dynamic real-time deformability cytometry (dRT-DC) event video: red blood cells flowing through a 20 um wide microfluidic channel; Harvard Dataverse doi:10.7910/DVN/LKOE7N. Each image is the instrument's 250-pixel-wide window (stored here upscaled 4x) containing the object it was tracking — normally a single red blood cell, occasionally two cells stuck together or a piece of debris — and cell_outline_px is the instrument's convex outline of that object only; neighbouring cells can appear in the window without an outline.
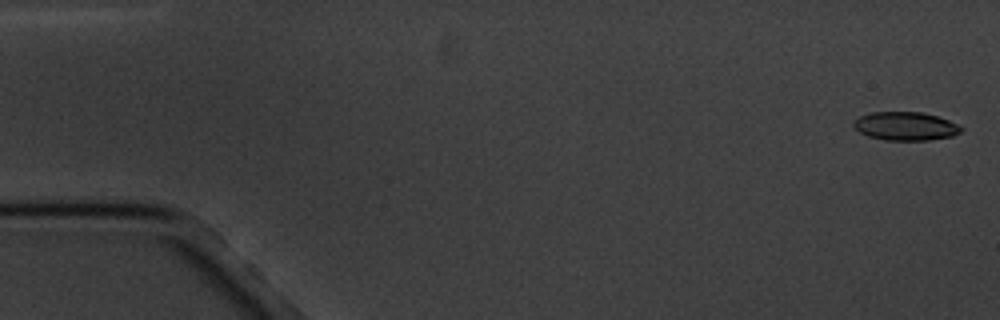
{"species": "common noctule bat (a hibernating species)", "species_latin": "Nyctalus noctula", "temperature_condition": "cold", "stored_images_in_passage": 6, "camera_frame_rate_fps": 3000, "um_per_image_px": 0.085, "animal": {"sex": "male", "body_mass_g": 20.1, "forearm_length_mm": 53.5}, "frame": {"image": 1, "passage_image": 1, "time_ms": 0.0, "image_size_px": [1000, 320], "cell_outline_px": [[964, 128], [960, 132], [952, 136], [928, 140], [884, 140], [868, 136], [860, 132], [852, 124], [852, 120], [860, 116], [872, 112], [920, 112], [936, 116], [948, 120]], "centroid_in_image_um": [76.94, 10.72], "position_along_channel_um": 8.1, "area_um2": 17.74}}
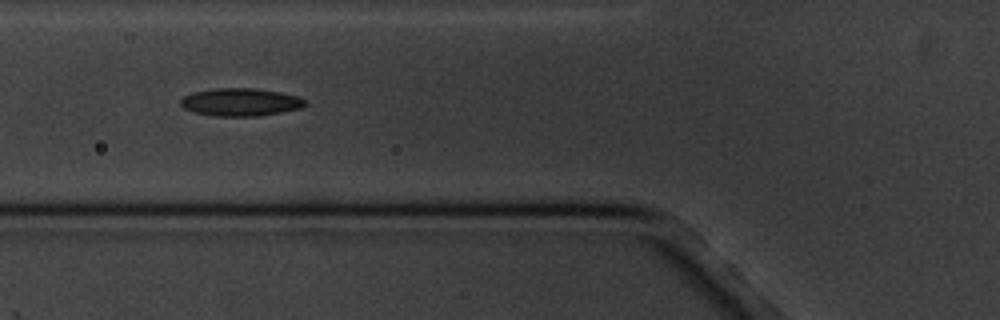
{"frame": {"image": 2, "passage_image": 6, "time_ms": 6.667, "image_size_px": [1000, 320], "cell_outline_px": [[304, 104], [300, 108], [280, 112], [256, 116], [216, 116], [196, 112], [184, 108], [180, 104], [180, 100], [184, 96], [192, 92], [216, 88], [256, 88], [280, 92], [300, 96], [304, 100]], "centroid_in_image_um": [20.43, 8.67], "position_along_channel_um": 105.4, "area_um2": 20.0}}